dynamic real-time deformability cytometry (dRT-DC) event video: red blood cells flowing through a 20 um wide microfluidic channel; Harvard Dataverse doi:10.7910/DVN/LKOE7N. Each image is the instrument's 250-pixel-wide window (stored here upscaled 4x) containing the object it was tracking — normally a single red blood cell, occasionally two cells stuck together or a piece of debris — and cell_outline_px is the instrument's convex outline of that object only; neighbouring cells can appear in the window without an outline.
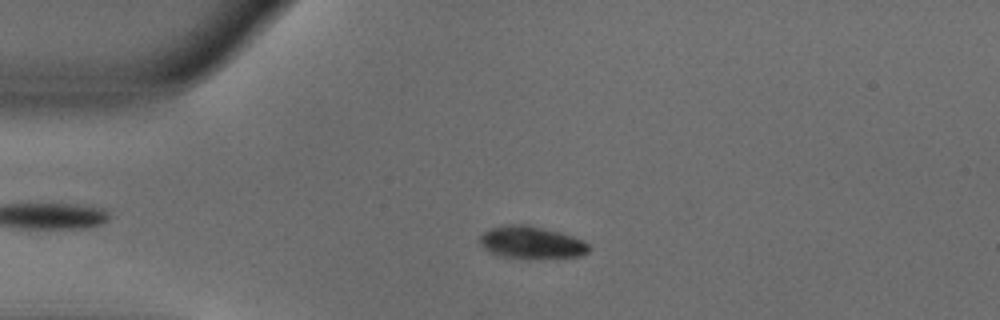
{"species": "common noctule bat (a hibernating species)", "species_latin": "Nyctalus noctula", "temperature_condition": "warm", "stored_images_in_passage": 52, "camera_frame_rate_fps": 3000, "um_per_image_px": 0.085, "animal": {"sex": "male", "body_mass_g": 18.8}, "frame": {"image": 1, "passage_image": 12, "time_ms": 3.667, "image_size_px": [1000, 320], "cell_outline_px": [[588, 252], [580, 256], [504, 256], [492, 252], [484, 248], [480, 244], [480, 236], [488, 228], [508, 224], [528, 224], [560, 232], [584, 240], [588, 244]], "centroid_in_image_um": [45.15, 20.55], "position_along_channel_um": 39.9, "area_um2": 19.77}}
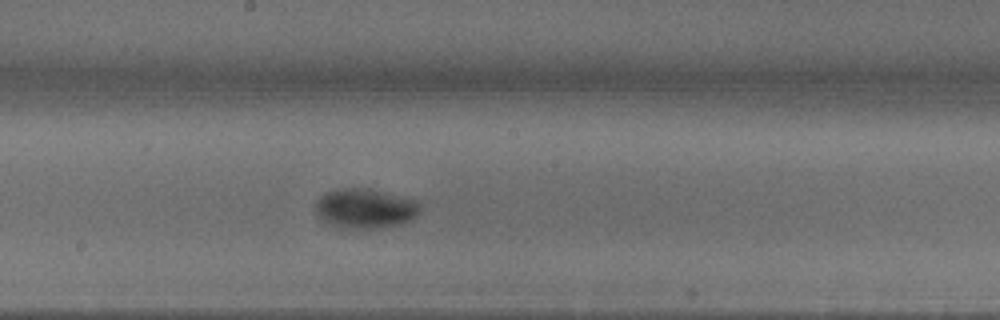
{"frame": {"image": 2, "passage_image": 28, "time_ms": 9.0, "image_size_px": [1000, 320], "cell_outline_px": [[420, 212], [412, 220], [400, 224], [376, 228], [344, 228], [332, 224], [324, 220], [316, 212], [316, 200], [328, 192], [344, 188], [368, 188], [416, 200], [420, 204]], "centroid_in_image_um": [31.08, 17.72], "position_along_channel_um": 217.1, "area_um2": 23.87}}
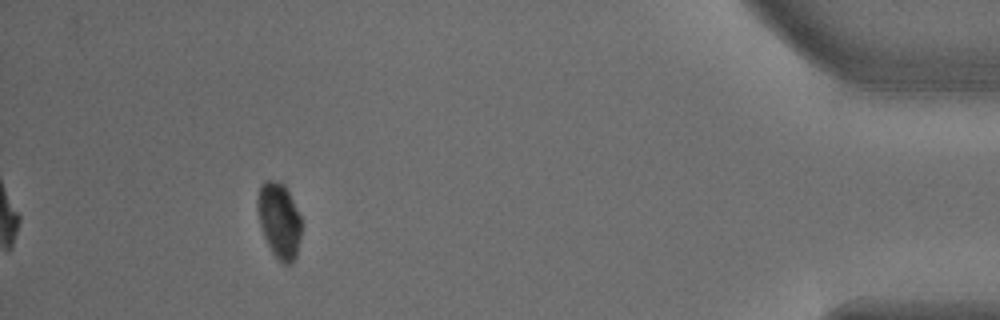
{"frame": {"image": 3, "passage_image": 48, "time_ms": 15.667, "image_size_px": [1000, 320], "cell_outline_px": [[300, 236], [296, 256], [292, 264], [284, 264], [272, 252], [264, 236], [260, 224], [256, 208], [256, 204], [260, 184], [264, 180], [276, 180], [284, 184], [300, 216]], "centroid_in_image_um": [23.7, 18.71], "position_along_channel_um": 411.5, "area_um2": 19.13}, "authors_computed_cell_mechanics": {"area_um2": 20.7502, "velocity_mm_per_s": 3.817, "shape_relaxation_time_tau1_ms": 2.2955, "shape_relaxation_time_tau2_ms": null, "deformation_change_tau1": 0.1497, "deformation_change_tau2": null}}